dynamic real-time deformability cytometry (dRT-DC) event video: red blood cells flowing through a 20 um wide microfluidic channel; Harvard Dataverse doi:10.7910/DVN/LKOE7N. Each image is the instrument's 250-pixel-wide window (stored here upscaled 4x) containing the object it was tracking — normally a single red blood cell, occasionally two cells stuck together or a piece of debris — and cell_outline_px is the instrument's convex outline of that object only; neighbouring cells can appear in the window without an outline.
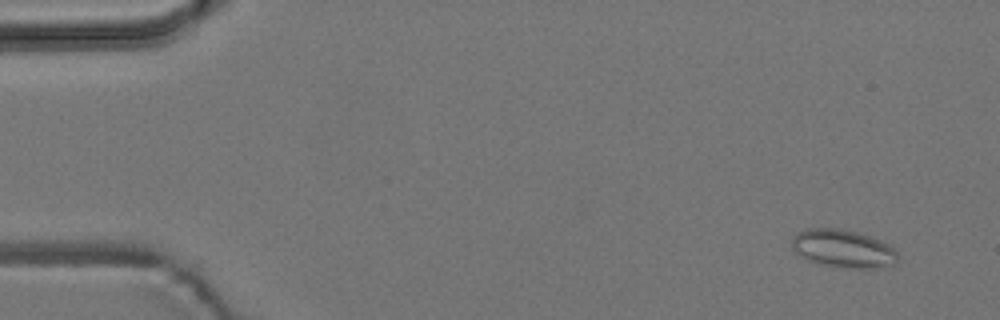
{"species": "common noctule bat (a hibernating species)", "species_latin": "Nyctalus noctula", "temperature_condition": "room temperature", "stored_images_in_passage": 53, "camera_frame_rate_fps": 3000, "um_per_image_px": 0.085, "animal": {"sex": "male", "body_mass_g": 19.2, "forearm_length_mm": 51.8}, "frame": {"image": 1, "passage_image": 2, "time_ms": 0.333, "image_size_px": [1000, 320], "cell_outline_px": [[900, 256], [896, 264], [884, 268], [840, 268], [808, 260], [792, 252], [792, 236], [796, 232], [808, 228], [844, 228], [860, 232], [872, 236], [892, 244]], "centroid_in_image_um": [71.72, 21.12], "position_along_channel_um": 13.3, "area_um2": 24.39}}
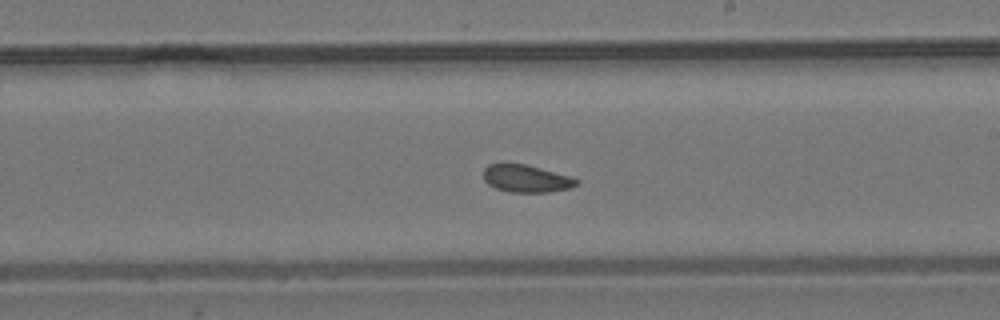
{"frame": {"image": 2, "passage_image": 30, "time_ms": 9.667, "image_size_px": [1000, 320], "cell_outline_px": [[580, 184], [572, 188], [548, 192], [512, 192], [496, 188], [488, 184], [484, 180], [484, 168], [488, 164], [524, 164], [572, 176], [580, 180]], "centroid_in_image_um": [44.79, 15.19], "position_along_channel_um": 244.2, "area_um2": 14.91}}
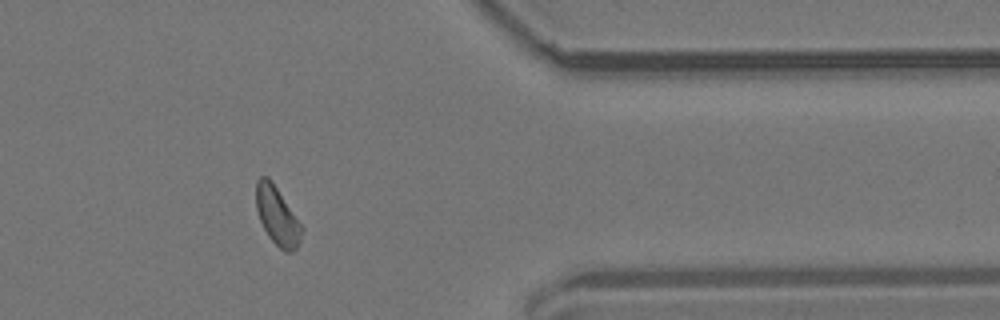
{"frame": {"image": 3, "passage_image": 43, "time_ms": 14.0, "image_size_px": [1000, 320], "cell_outline_px": [[304, 228], [300, 244], [292, 252], [284, 252], [268, 236], [260, 220], [256, 208], [256, 180], [260, 176], [268, 176]], "centroid_in_image_um": [23.57, 18.38], "position_along_channel_um": 387.8, "area_um2": 15.43}, "authors_computed_cell_mechanics": {"area_um2": 15.5482, "velocity_mm_per_s": 3.7646, "shape_relaxation_time_tau1_ms": null, "shape_relaxation_time_tau2_ms": 2.4615, "deformation_change_tau1": null, "deformation_change_tau2": 0.0747}}